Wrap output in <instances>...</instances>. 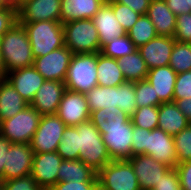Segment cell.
<instances>
[{"label": "cell", "instance_id": "cell-1", "mask_svg": "<svg viewBox=\"0 0 191 190\" xmlns=\"http://www.w3.org/2000/svg\"><path fill=\"white\" fill-rule=\"evenodd\" d=\"M0 54L6 74L33 65L27 32L18 21L0 37Z\"/></svg>", "mask_w": 191, "mask_h": 190}, {"label": "cell", "instance_id": "cell-2", "mask_svg": "<svg viewBox=\"0 0 191 190\" xmlns=\"http://www.w3.org/2000/svg\"><path fill=\"white\" fill-rule=\"evenodd\" d=\"M80 160L98 173L106 164L111 162L103 137L97 127L90 121L76 126Z\"/></svg>", "mask_w": 191, "mask_h": 190}, {"label": "cell", "instance_id": "cell-3", "mask_svg": "<svg viewBox=\"0 0 191 190\" xmlns=\"http://www.w3.org/2000/svg\"><path fill=\"white\" fill-rule=\"evenodd\" d=\"M25 28L34 58L44 56L57 48L65 46L61 22L38 21L20 23Z\"/></svg>", "mask_w": 191, "mask_h": 190}, {"label": "cell", "instance_id": "cell-4", "mask_svg": "<svg viewBox=\"0 0 191 190\" xmlns=\"http://www.w3.org/2000/svg\"><path fill=\"white\" fill-rule=\"evenodd\" d=\"M64 44L73 54L99 53L101 44L92 19L73 20L63 24Z\"/></svg>", "mask_w": 191, "mask_h": 190}, {"label": "cell", "instance_id": "cell-5", "mask_svg": "<svg viewBox=\"0 0 191 190\" xmlns=\"http://www.w3.org/2000/svg\"><path fill=\"white\" fill-rule=\"evenodd\" d=\"M97 53L73 54L64 81L66 88L86 94L98 85Z\"/></svg>", "mask_w": 191, "mask_h": 190}, {"label": "cell", "instance_id": "cell-6", "mask_svg": "<svg viewBox=\"0 0 191 190\" xmlns=\"http://www.w3.org/2000/svg\"><path fill=\"white\" fill-rule=\"evenodd\" d=\"M97 178L100 190H141L128 160H112L97 173Z\"/></svg>", "mask_w": 191, "mask_h": 190}, {"label": "cell", "instance_id": "cell-7", "mask_svg": "<svg viewBox=\"0 0 191 190\" xmlns=\"http://www.w3.org/2000/svg\"><path fill=\"white\" fill-rule=\"evenodd\" d=\"M41 114L28 105L15 116L0 123V133L11 143L31 142L38 128Z\"/></svg>", "mask_w": 191, "mask_h": 190}, {"label": "cell", "instance_id": "cell-8", "mask_svg": "<svg viewBox=\"0 0 191 190\" xmlns=\"http://www.w3.org/2000/svg\"><path fill=\"white\" fill-rule=\"evenodd\" d=\"M66 127L57 114L41 115L38 128L29 143L33 152H56Z\"/></svg>", "mask_w": 191, "mask_h": 190}, {"label": "cell", "instance_id": "cell-9", "mask_svg": "<svg viewBox=\"0 0 191 190\" xmlns=\"http://www.w3.org/2000/svg\"><path fill=\"white\" fill-rule=\"evenodd\" d=\"M72 56L73 53L63 46L44 56L34 58L33 66L45 80L64 82Z\"/></svg>", "mask_w": 191, "mask_h": 190}, {"label": "cell", "instance_id": "cell-10", "mask_svg": "<svg viewBox=\"0 0 191 190\" xmlns=\"http://www.w3.org/2000/svg\"><path fill=\"white\" fill-rule=\"evenodd\" d=\"M133 127L130 119L123 124V127L101 128L99 130L111 160H128L132 157Z\"/></svg>", "mask_w": 191, "mask_h": 190}, {"label": "cell", "instance_id": "cell-11", "mask_svg": "<svg viewBox=\"0 0 191 190\" xmlns=\"http://www.w3.org/2000/svg\"><path fill=\"white\" fill-rule=\"evenodd\" d=\"M34 154L30 144L12 143L1 174L2 180L8 181L31 174Z\"/></svg>", "mask_w": 191, "mask_h": 190}, {"label": "cell", "instance_id": "cell-12", "mask_svg": "<svg viewBox=\"0 0 191 190\" xmlns=\"http://www.w3.org/2000/svg\"><path fill=\"white\" fill-rule=\"evenodd\" d=\"M61 1L62 0H24L21 8L17 11L18 22H61Z\"/></svg>", "mask_w": 191, "mask_h": 190}, {"label": "cell", "instance_id": "cell-13", "mask_svg": "<svg viewBox=\"0 0 191 190\" xmlns=\"http://www.w3.org/2000/svg\"><path fill=\"white\" fill-rule=\"evenodd\" d=\"M66 126H77L90 120V110L84 93L66 89L56 113Z\"/></svg>", "mask_w": 191, "mask_h": 190}, {"label": "cell", "instance_id": "cell-14", "mask_svg": "<svg viewBox=\"0 0 191 190\" xmlns=\"http://www.w3.org/2000/svg\"><path fill=\"white\" fill-rule=\"evenodd\" d=\"M62 161L57 152L34 154L31 176L42 190H49L58 182L57 174Z\"/></svg>", "mask_w": 191, "mask_h": 190}, {"label": "cell", "instance_id": "cell-15", "mask_svg": "<svg viewBox=\"0 0 191 190\" xmlns=\"http://www.w3.org/2000/svg\"><path fill=\"white\" fill-rule=\"evenodd\" d=\"M128 161L133 167L141 190H151L171 168L145 154L134 155Z\"/></svg>", "mask_w": 191, "mask_h": 190}, {"label": "cell", "instance_id": "cell-16", "mask_svg": "<svg viewBox=\"0 0 191 190\" xmlns=\"http://www.w3.org/2000/svg\"><path fill=\"white\" fill-rule=\"evenodd\" d=\"M147 155L171 168L177 166L174 137L160 128L148 132Z\"/></svg>", "mask_w": 191, "mask_h": 190}, {"label": "cell", "instance_id": "cell-17", "mask_svg": "<svg viewBox=\"0 0 191 190\" xmlns=\"http://www.w3.org/2000/svg\"><path fill=\"white\" fill-rule=\"evenodd\" d=\"M66 89L64 82L45 80L29 105L41 115L56 114Z\"/></svg>", "mask_w": 191, "mask_h": 190}, {"label": "cell", "instance_id": "cell-18", "mask_svg": "<svg viewBox=\"0 0 191 190\" xmlns=\"http://www.w3.org/2000/svg\"><path fill=\"white\" fill-rule=\"evenodd\" d=\"M5 79L29 104L45 81L44 77L33 65L9 72L6 74Z\"/></svg>", "mask_w": 191, "mask_h": 190}, {"label": "cell", "instance_id": "cell-19", "mask_svg": "<svg viewBox=\"0 0 191 190\" xmlns=\"http://www.w3.org/2000/svg\"><path fill=\"white\" fill-rule=\"evenodd\" d=\"M175 41L174 37L157 36L137 50L149 70L156 67L167 66L169 65Z\"/></svg>", "mask_w": 191, "mask_h": 190}, {"label": "cell", "instance_id": "cell-20", "mask_svg": "<svg viewBox=\"0 0 191 190\" xmlns=\"http://www.w3.org/2000/svg\"><path fill=\"white\" fill-rule=\"evenodd\" d=\"M92 21L98 31L101 47L112 39L126 34L113 13L110 1L104 2Z\"/></svg>", "mask_w": 191, "mask_h": 190}, {"label": "cell", "instance_id": "cell-21", "mask_svg": "<svg viewBox=\"0 0 191 190\" xmlns=\"http://www.w3.org/2000/svg\"><path fill=\"white\" fill-rule=\"evenodd\" d=\"M146 15L158 36H174L177 16L168 8L165 0H151Z\"/></svg>", "mask_w": 191, "mask_h": 190}, {"label": "cell", "instance_id": "cell-22", "mask_svg": "<svg viewBox=\"0 0 191 190\" xmlns=\"http://www.w3.org/2000/svg\"><path fill=\"white\" fill-rule=\"evenodd\" d=\"M177 73L169 66L150 69L146 80L154 87L155 93L163 102H173Z\"/></svg>", "mask_w": 191, "mask_h": 190}, {"label": "cell", "instance_id": "cell-23", "mask_svg": "<svg viewBox=\"0 0 191 190\" xmlns=\"http://www.w3.org/2000/svg\"><path fill=\"white\" fill-rule=\"evenodd\" d=\"M104 2V0H62L61 23L64 24L80 19H92Z\"/></svg>", "mask_w": 191, "mask_h": 190}, {"label": "cell", "instance_id": "cell-24", "mask_svg": "<svg viewBox=\"0 0 191 190\" xmlns=\"http://www.w3.org/2000/svg\"><path fill=\"white\" fill-rule=\"evenodd\" d=\"M158 112V128L173 137L191 124L175 102L161 103Z\"/></svg>", "mask_w": 191, "mask_h": 190}, {"label": "cell", "instance_id": "cell-25", "mask_svg": "<svg viewBox=\"0 0 191 190\" xmlns=\"http://www.w3.org/2000/svg\"><path fill=\"white\" fill-rule=\"evenodd\" d=\"M28 105L5 78L0 79V123L15 116Z\"/></svg>", "mask_w": 191, "mask_h": 190}, {"label": "cell", "instance_id": "cell-26", "mask_svg": "<svg viewBox=\"0 0 191 190\" xmlns=\"http://www.w3.org/2000/svg\"><path fill=\"white\" fill-rule=\"evenodd\" d=\"M97 82L98 86L117 87L126 82V79L119 68L118 60L97 53Z\"/></svg>", "mask_w": 191, "mask_h": 190}, {"label": "cell", "instance_id": "cell-27", "mask_svg": "<svg viewBox=\"0 0 191 190\" xmlns=\"http://www.w3.org/2000/svg\"><path fill=\"white\" fill-rule=\"evenodd\" d=\"M58 182L80 181L98 182L97 173L88 165L78 160H63L59 166Z\"/></svg>", "mask_w": 191, "mask_h": 190}, {"label": "cell", "instance_id": "cell-28", "mask_svg": "<svg viewBox=\"0 0 191 190\" xmlns=\"http://www.w3.org/2000/svg\"><path fill=\"white\" fill-rule=\"evenodd\" d=\"M85 95L90 112L102 108L115 109V107H118V86L105 87L97 85Z\"/></svg>", "mask_w": 191, "mask_h": 190}, {"label": "cell", "instance_id": "cell-29", "mask_svg": "<svg viewBox=\"0 0 191 190\" xmlns=\"http://www.w3.org/2000/svg\"><path fill=\"white\" fill-rule=\"evenodd\" d=\"M118 65L126 81L137 82L146 80L149 69L138 50L118 59Z\"/></svg>", "mask_w": 191, "mask_h": 190}, {"label": "cell", "instance_id": "cell-30", "mask_svg": "<svg viewBox=\"0 0 191 190\" xmlns=\"http://www.w3.org/2000/svg\"><path fill=\"white\" fill-rule=\"evenodd\" d=\"M129 120L130 117L118 107H115V109L102 108L90 112V121L98 130L101 128L123 127V124Z\"/></svg>", "mask_w": 191, "mask_h": 190}, {"label": "cell", "instance_id": "cell-31", "mask_svg": "<svg viewBox=\"0 0 191 190\" xmlns=\"http://www.w3.org/2000/svg\"><path fill=\"white\" fill-rule=\"evenodd\" d=\"M126 34L137 49L158 36L153 23L146 14L141 15Z\"/></svg>", "mask_w": 191, "mask_h": 190}, {"label": "cell", "instance_id": "cell-32", "mask_svg": "<svg viewBox=\"0 0 191 190\" xmlns=\"http://www.w3.org/2000/svg\"><path fill=\"white\" fill-rule=\"evenodd\" d=\"M63 160L80 159L78 132L76 126H67L56 151Z\"/></svg>", "mask_w": 191, "mask_h": 190}, {"label": "cell", "instance_id": "cell-33", "mask_svg": "<svg viewBox=\"0 0 191 190\" xmlns=\"http://www.w3.org/2000/svg\"><path fill=\"white\" fill-rule=\"evenodd\" d=\"M169 66L177 74L191 70V43L175 41Z\"/></svg>", "mask_w": 191, "mask_h": 190}, {"label": "cell", "instance_id": "cell-34", "mask_svg": "<svg viewBox=\"0 0 191 190\" xmlns=\"http://www.w3.org/2000/svg\"><path fill=\"white\" fill-rule=\"evenodd\" d=\"M136 50L137 48L135 47L133 42L130 40L127 34H125L105 43L102 46L100 53H102L104 56L118 60L130 55Z\"/></svg>", "mask_w": 191, "mask_h": 190}, {"label": "cell", "instance_id": "cell-35", "mask_svg": "<svg viewBox=\"0 0 191 190\" xmlns=\"http://www.w3.org/2000/svg\"><path fill=\"white\" fill-rule=\"evenodd\" d=\"M158 116V106H144L137 108L130 119L133 126L151 131L158 128Z\"/></svg>", "mask_w": 191, "mask_h": 190}, {"label": "cell", "instance_id": "cell-36", "mask_svg": "<svg viewBox=\"0 0 191 190\" xmlns=\"http://www.w3.org/2000/svg\"><path fill=\"white\" fill-rule=\"evenodd\" d=\"M137 108L144 106H159L163 103L154 91V87L147 81L134 82Z\"/></svg>", "mask_w": 191, "mask_h": 190}, {"label": "cell", "instance_id": "cell-37", "mask_svg": "<svg viewBox=\"0 0 191 190\" xmlns=\"http://www.w3.org/2000/svg\"><path fill=\"white\" fill-rule=\"evenodd\" d=\"M135 99L134 82L126 81L118 85V108L129 117H131L137 109Z\"/></svg>", "mask_w": 191, "mask_h": 190}, {"label": "cell", "instance_id": "cell-38", "mask_svg": "<svg viewBox=\"0 0 191 190\" xmlns=\"http://www.w3.org/2000/svg\"><path fill=\"white\" fill-rule=\"evenodd\" d=\"M177 164L191 161V124L174 136Z\"/></svg>", "mask_w": 191, "mask_h": 190}, {"label": "cell", "instance_id": "cell-39", "mask_svg": "<svg viewBox=\"0 0 191 190\" xmlns=\"http://www.w3.org/2000/svg\"><path fill=\"white\" fill-rule=\"evenodd\" d=\"M111 8L125 32L131 29L138 18L141 16L139 13L134 12L128 6L120 3H111Z\"/></svg>", "mask_w": 191, "mask_h": 190}, {"label": "cell", "instance_id": "cell-40", "mask_svg": "<svg viewBox=\"0 0 191 190\" xmlns=\"http://www.w3.org/2000/svg\"><path fill=\"white\" fill-rule=\"evenodd\" d=\"M173 37L176 41L191 43V13H183L176 17Z\"/></svg>", "mask_w": 191, "mask_h": 190}, {"label": "cell", "instance_id": "cell-41", "mask_svg": "<svg viewBox=\"0 0 191 190\" xmlns=\"http://www.w3.org/2000/svg\"><path fill=\"white\" fill-rule=\"evenodd\" d=\"M191 97V70L178 73L174 86L173 102Z\"/></svg>", "mask_w": 191, "mask_h": 190}, {"label": "cell", "instance_id": "cell-42", "mask_svg": "<svg viewBox=\"0 0 191 190\" xmlns=\"http://www.w3.org/2000/svg\"><path fill=\"white\" fill-rule=\"evenodd\" d=\"M3 190H42L31 174L20 178L3 181Z\"/></svg>", "mask_w": 191, "mask_h": 190}, {"label": "cell", "instance_id": "cell-43", "mask_svg": "<svg viewBox=\"0 0 191 190\" xmlns=\"http://www.w3.org/2000/svg\"><path fill=\"white\" fill-rule=\"evenodd\" d=\"M148 132L150 130L134 126L132 131V156L138 154L147 155Z\"/></svg>", "mask_w": 191, "mask_h": 190}, {"label": "cell", "instance_id": "cell-44", "mask_svg": "<svg viewBox=\"0 0 191 190\" xmlns=\"http://www.w3.org/2000/svg\"><path fill=\"white\" fill-rule=\"evenodd\" d=\"M151 190H182L176 168H170Z\"/></svg>", "mask_w": 191, "mask_h": 190}, {"label": "cell", "instance_id": "cell-45", "mask_svg": "<svg viewBox=\"0 0 191 190\" xmlns=\"http://www.w3.org/2000/svg\"><path fill=\"white\" fill-rule=\"evenodd\" d=\"M98 182L64 181L57 182L49 190H94Z\"/></svg>", "mask_w": 191, "mask_h": 190}, {"label": "cell", "instance_id": "cell-46", "mask_svg": "<svg viewBox=\"0 0 191 190\" xmlns=\"http://www.w3.org/2000/svg\"><path fill=\"white\" fill-rule=\"evenodd\" d=\"M18 21L17 11L12 8L0 9V37Z\"/></svg>", "mask_w": 191, "mask_h": 190}, {"label": "cell", "instance_id": "cell-47", "mask_svg": "<svg viewBox=\"0 0 191 190\" xmlns=\"http://www.w3.org/2000/svg\"><path fill=\"white\" fill-rule=\"evenodd\" d=\"M181 184L182 190H191V161L177 164L175 167Z\"/></svg>", "mask_w": 191, "mask_h": 190}, {"label": "cell", "instance_id": "cell-48", "mask_svg": "<svg viewBox=\"0 0 191 190\" xmlns=\"http://www.w3.org/2000/svg\"><path fill=\"white\" fill-rule=\"evenodd\" d=\"M111 3H120L128 6L140 15L147 13L151 0H109Z\"/></svg>", "mask_w": 191, "mask_h": 190}, {"label": "cell", "instance_id": "cell-49", "mask_svg": "<svg viewBox=\"0 0 191 190\" xmlns=\"http://www.w3.org/2000/svg\"><path fill=\"white\" fill-rule=\"evenodd\" d=\"M168 8L176 15L183 13H191V9H187L186 0H165Z\"/></svg>", "mask_w": 191, "mask_h": 190}, {"label": "cell", "instance_id": "cell-50", "mask_svg": "<svg viewBox=\"0 0 191 190\" xmlns=\"http://www.w3.org/2000/svg\"><path fill=\"white\" fill-rule=\"evenodd\" d=\"M11 144L12 143L0 133V174L3 173V167L6 163L7 153Z\"/></svg>", "mask_w": 191, "mask_h": 190}, {"label": "cell", "instance_id": "cell-51", "mask_svg": "<svg viewBox=\"0 0 191 190\" xmlns=\"http://www.w3.org/2000/svg\"><path fill=\"white\" fill-rule=\"evenodd\" d=\"M178 109L183 113L187 120L191 123V97L179 99L175 101Z\"/></svg>", "mask_w": 191, "mask_h": 190}, {"label": "cell", "instance_id": "cell-52", "mask_svg": "<svg viewBox=\"0 0 191 190\" xmlns=\"http://www.w3.org/2000/svg\"><path fill=\"white\" fill-rule=\"evenodd\" d=\"M4 1L10 8L16 11H18L23 4V0H4Z\"/></svg>", "mask_w": 191, "mask_h": 190}, {"label": "cell", "instance_id": "cell-53", "mask_svg": "<svg viewBox=\"0 0 191 190\" xmlns=\"http://www.w3.org/2000/svg\"><path fill=\"white\" fill-rule=\"evenodd\" d=\"M5 76H6V72H5L4 65L2 62V58H1V54H0V79H4Z\"/></svg>", "mask_w": 191, "mask_h": 190}, {"label": "cell", "instance_id": "cell-54", "mask_svg": "<svg viewBox=\"0 0 191 190\" xmlns=\"http://www.w3.org/2000/svg\"><path fill=\"white\" fill-rule=\"evenodd\" d=\"M10 8L4 0H0V9Z\"/></svg>", "mask_w": 191, "mask_h": 190}, {"label": "cell", "instance_id": "cell-55", "mask_svg": "<svg viewBox=\"0 0 191 190\" xmlns=\"http://www.w3.org/2000/svg\"><path fill=\"white\" fill-rule=\"evenodd\" d=\"M187 2V9H191V0H186Z\"/></svg>", "mask_w": 191, "mask_h": 190}, {"label": "cell", "instance_id": "cell-56", "mask_svg": "<svg viewBox=\"0 0 191 190\" xmlns=\"http://www.w3.org/2000/svg\"><path fill=\"white\" fill-rule=\"evenodd\" d=\"M2 183H3V180H2L1 174H0V184H2Z\"/></svg>", "mask_w": 191, "mask_h": 190}, {"label": "cell", "instance_id": "cell-57", "mask_svg": "<svg viewBox=\"0 0 191 190\" xmlns=\"http://www.w3.org/2000/svg\"><path fill=\"white\" fill-rule=\"evenodd\" d=\"M0 190H3V185L2 184H0Z\"/></svg>", "mask_w": 191, "mask_h": 190}, {"label": "cell", "instance_id": "cell-58", "mask_svg": "<svg viewBox=\"0 0 191 190\" xmlns=\"http://www.w3.org/2000/svg\"><path fill=\"white\" fill-rule=\"evenodd\" d=\"M94 190H100L99 186H97Z\"/></svg>", "mask_w": 191, "mask_h": 190}]
</instances>
